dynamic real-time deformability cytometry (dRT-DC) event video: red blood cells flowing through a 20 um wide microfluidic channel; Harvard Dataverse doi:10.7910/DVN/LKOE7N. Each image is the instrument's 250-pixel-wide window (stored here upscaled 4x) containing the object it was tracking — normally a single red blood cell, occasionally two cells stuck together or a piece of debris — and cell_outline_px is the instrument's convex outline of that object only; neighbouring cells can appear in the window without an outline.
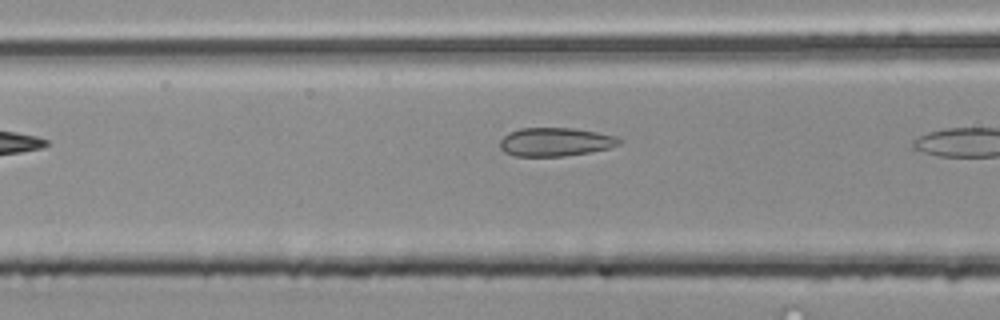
{"species": "common noctule bat (a hibernating species)", "species_latin": "Nyctalus noctula", "temperature_condition": "room temperature", "stored_images_in_passage": 7, "camera_frame_rate_fps": 3000, "um_per_image_px": 0.085, "animal": {"sex": "male", "body_mass_g": 20.4}, "frame": {"image": 1, "passage_image": 6, "time_ms": 1.667, "image_size_px": [1000, 320], "cell_outline_px": [[620, 144], [612, 148], [564, 156], [516, 156], [504, 152], [500, 148], [500, 140], [508, 132], [520, 128], [572, 128], [596, 132], [616, 136], [620, 140]], "centroid_in_image_um": [47.19, 12.06], "position_along_channel_um": 119.4, "area_um2": 19.83}}
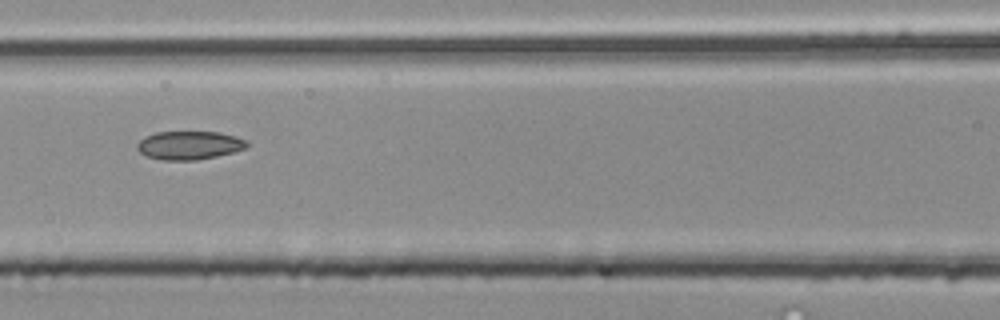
{"frame": {"image": 2, "passage_image": 7, "time_ms": 2.0, "image_size_px": [1000, 320], "cell_outline_px": [[248, 148], [236, 152], [196, 160], [160, 160], [148, 156], [140, 152], [136, 148], [136, 144], [144, 136], [156, 132], [220, 132], [236, 136], [248, 140]], "centroid_in_image_um": [16.12, 12.34], "position_along_channel_um": 150.5, "area_um2": 18.44}}